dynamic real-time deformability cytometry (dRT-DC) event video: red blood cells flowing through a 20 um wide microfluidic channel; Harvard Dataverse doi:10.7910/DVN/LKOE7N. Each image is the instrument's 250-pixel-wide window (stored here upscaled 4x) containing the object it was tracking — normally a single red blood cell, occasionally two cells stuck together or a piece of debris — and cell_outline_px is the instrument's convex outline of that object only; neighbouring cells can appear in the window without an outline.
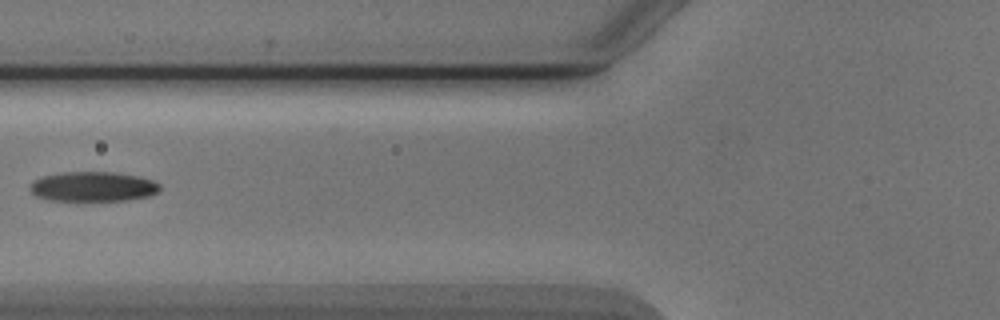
{"species": "Egyptian fruit bat (a non-hibernating species)", "species_latin": "Rousettus aegyptiacus", "temperature_condition": "cold", "stored_images_in_passage": 7, "camera_frame_rate_fps": 3000, "um_per_image_px": 0.085, "animal": {"sex": "male"}, "frame": {"image": 1, "passage_image": 6, "time_ms": 7.0, "image_size_px": [1000, 320], "cell_outline_px": [[160, 192], [152, 196], [128, 200], [48, 200], [36, 196], [28, 188], [32, 180], [44, 176], [64, 172], [112, 172], [136, 176], [152, 180], [160, 184]], "centroid_in_image_um": [7.92, 15.86], "position_along_channel_um": 117.9, "area_um2": 22.6}}
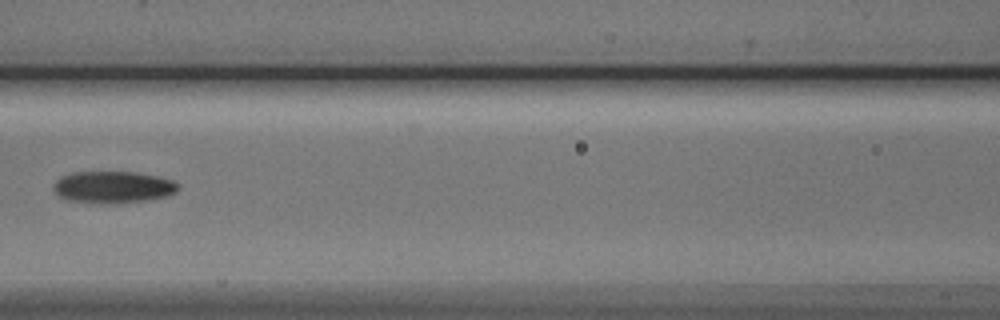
{"frame": {"image": 2, "passage_image": 7, "time_ms": 8.0, "image_size_px": [1000, 320], "cell_outline_px": [[180, 188], [176, 192], [168, 196], [148, 200], [112, 204], [100, 204], [68, 200], [60, 196], [52, 188], [52, 184], [60, 176], [72, 172], [136, 172], [156, 176], [172, 180], [180, 184]], "centroid_in_image_um": [9.61, 15.91], "position_along_channel_um": 157.0, "area_um2": 23.52}}